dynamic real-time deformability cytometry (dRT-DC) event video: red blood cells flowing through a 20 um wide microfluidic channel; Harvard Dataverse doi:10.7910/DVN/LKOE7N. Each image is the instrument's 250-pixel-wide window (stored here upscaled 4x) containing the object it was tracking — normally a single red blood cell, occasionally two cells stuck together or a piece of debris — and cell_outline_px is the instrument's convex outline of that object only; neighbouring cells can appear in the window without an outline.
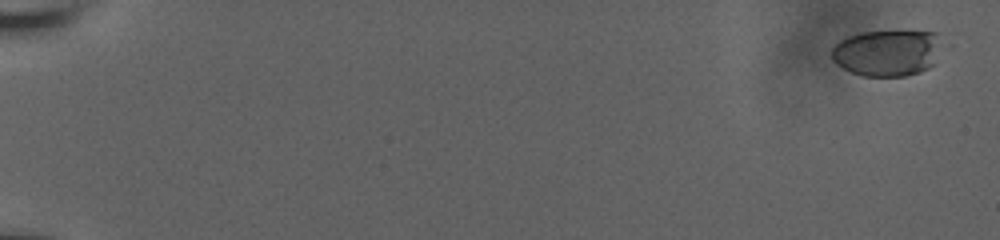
{"species": "human", "species_latin": "Homo sapiens", "temperature_condition": "room temperature", "stored_images_in_passage": 26, "camera_frame_rate_fps": 3000, "um_per_image_px": 0.085, "donor": {"sex": "male"}, "frame": {"image": 1, "passage_image": 1, "time_ms": 0.0, "image_size_px": [1000, 240], "cell_outline_px": [[952, 44], [936, 64], [920, 72], [904, 76], [860, 76], [836, 64], [832, 60], [832, 48], [840, 40], [848, 36], [860, 32], [936, 32]], "centroid_in_image_um": [75.61, 4.49], "position_along_channel_um": 9.4, "area_um2": 31.1}}
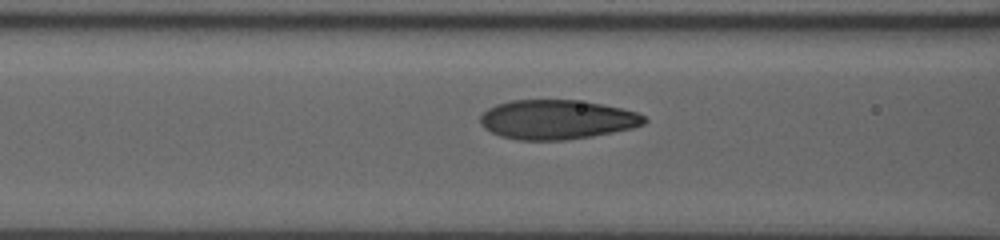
{"frame": {"image": 2, "passage_image": 20, "time_ms": 8.667, "image_size_px": [1000, 240], "cell_outline_px": [[648, 120], [644, 124], [632, 128], [592, 136], [564, 140], [516, 140], [500, 136], [484, 128], [480, 124], [480, 116], [488, 108], [496, 104], [512, 100], [576, 100], [600, 104], [620, 108], [636, 112], [644, 116]], "centroid_in_image_um": [47.31, 10.17], "position_along_channel_um": 119.3, "area_um2": 37.57}}
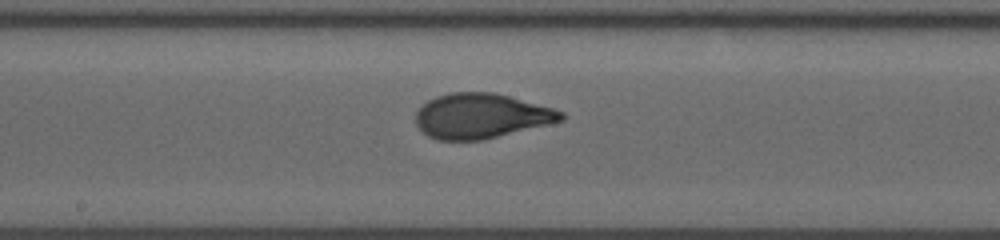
{"frame": {"image": 3, "passage_image": 26, "time_ms": 11.0, "image_size_px": [1000, 240], "cell_outline_px": [[564, 120], [548, 124], [480, 140], [436, 140], [428, 136], [416, 124], [416, 112], [428, 100], [436, 96], [452, 92], [492, 92], [508, 96], [552, 108], [564, 112]], "centroid_in_image_um": [40.87, 9.85], "position_along_channel_um": 207.3, "area_um2": 37.57}}